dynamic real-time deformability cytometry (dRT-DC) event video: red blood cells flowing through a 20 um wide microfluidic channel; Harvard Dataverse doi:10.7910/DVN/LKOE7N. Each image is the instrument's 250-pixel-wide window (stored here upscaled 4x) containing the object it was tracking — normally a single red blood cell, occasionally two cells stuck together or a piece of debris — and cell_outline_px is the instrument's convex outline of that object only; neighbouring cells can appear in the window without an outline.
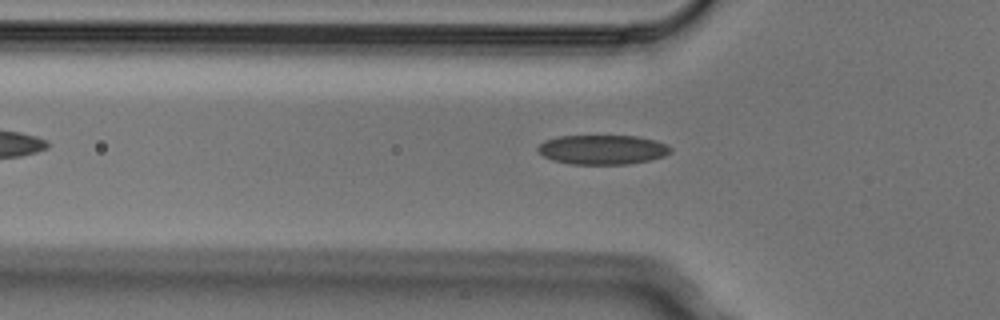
{"species": "Egyptian fruit bat (a non-hibernating species)", "species_latin": "Rousettus aegyptiacus", "temperature_condition": "cold", "stored_images_in_passage": 3, "camera_frame_rate_fps": 3000, "um_per_image_px": 0.085, "animal": {"sex": "male"}, "frame": {"image": 1, "passage_image": 3, "time_ms": 0.667, "image_size_px": [1000, 320], "cell_outline_px": [[672, 152], [664, 156], [648, 160], [628, 164], [572, 164], [552, 160], [544, 156], [536, 148], [544, 140], [560, 136], [636, 136], [656, 140], [672, 148]], "centroid_in_image_um": [51.21, 12.72], "position_along_channel_um": 74.6, "area_um2": 22.72}}